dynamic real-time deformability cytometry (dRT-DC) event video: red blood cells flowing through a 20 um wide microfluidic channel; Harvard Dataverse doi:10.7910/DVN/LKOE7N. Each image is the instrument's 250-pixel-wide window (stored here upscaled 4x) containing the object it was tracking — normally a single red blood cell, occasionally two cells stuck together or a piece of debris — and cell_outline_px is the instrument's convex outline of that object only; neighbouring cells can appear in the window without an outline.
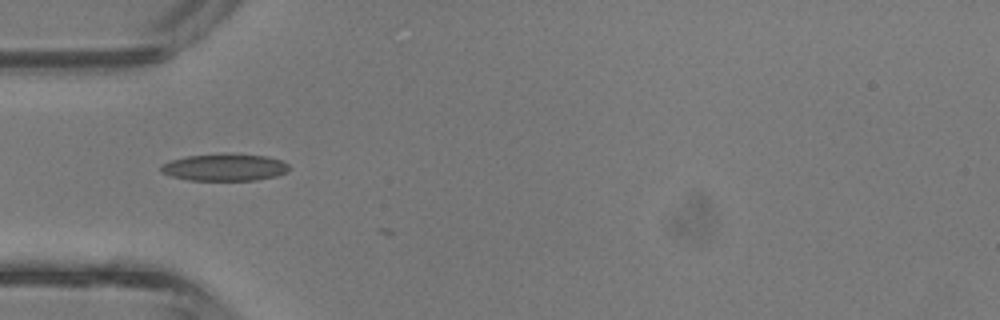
{"species": "common noctule bat (a hibernating species)", "species_latin": "Nyctalus noctula", "temperature_condition": "room temperature", "stored_images_in_passage": 2, "camera_frame_rate_fps": 3000, "um_per_image_px": 0.085, "animal": {"sex": "male", "body_mass_g": 13.3}, "frame": {"image": 1, "passage_image": 1, "time_ms": 0.0, "image_size_px": [1000, 320], "cell_outline_px": [[288, 172], [276, 176], [256, 180], [188, 180], [172, 176], [160, 172], [160, 168], [164, 164], [172, 160], [184, 156], [224, 152], [268, 156], [280, 160], [288, 164]], "centroid_in_image_um": [19.1, 14.2], "position_along_channel_um": 65.9, "area_um2": 20.52}}